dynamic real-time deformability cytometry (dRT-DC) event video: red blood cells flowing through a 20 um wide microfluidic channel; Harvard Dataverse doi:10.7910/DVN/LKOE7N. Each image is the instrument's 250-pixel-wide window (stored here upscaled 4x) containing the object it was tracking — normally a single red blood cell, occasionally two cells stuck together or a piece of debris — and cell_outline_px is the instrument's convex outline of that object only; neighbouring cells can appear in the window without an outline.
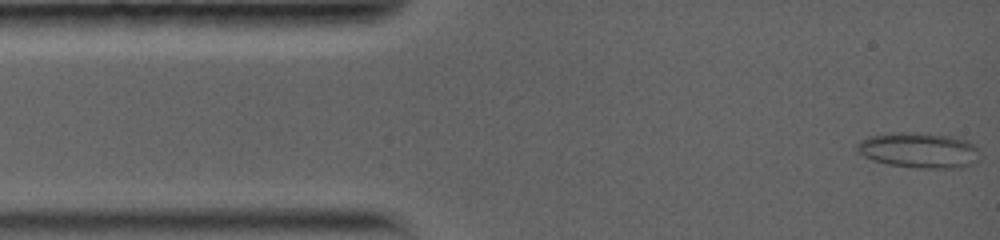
{"species": "common noctule bat (a hibernating species)", "species_latin": "Nyctalus noctula", "temperature_condition": "warm", "stored_images_in_passage": 50, "camera_frame_rate_fps": 5000, "um_per_image_px": 0.085, "animal": {"sex": "female", "body_mass_g": 19.0, "forearm_length_mm": 56.7}, "frame": {"image": 1, "passage_image": 1, "time_ms": 0.0, "image_size_px": [1000, 240], "cell_outline_px": [[976, 160], [964, 168], [916, 168], [888, 164], [872, 160], [864, 156], [856, 148], [856, 144], [860, 140], [868, 136], [892, 132], [924, 132], [952, 136], [968, 140], [976, 148]], "centroid_in_image_um": [78.07, 12.75], "position_along_channel_um": 6.9, "area_um2": 25.49}}
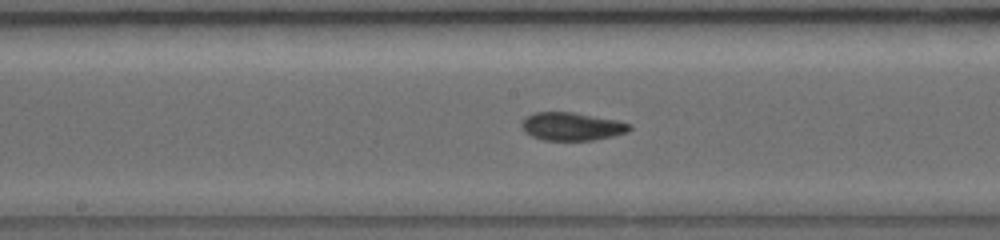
{"frame": {"image": 2, "passage_image": 20, "time_ms": 7.0, "image_size_px": [1000, 240], "cell_outline_px": [[632, 128], [628, 132], [612, 136], [592, 140], [544, 140], [532, 136], [524, 132], [520, 124], [528, 116], [536, 112], [572, 112], [616, 120], [632, 124]], "centroid_in_image_um": [48.61, 10.75], "position_along_channel_um": 199.6, "area_um2": 17.51}}
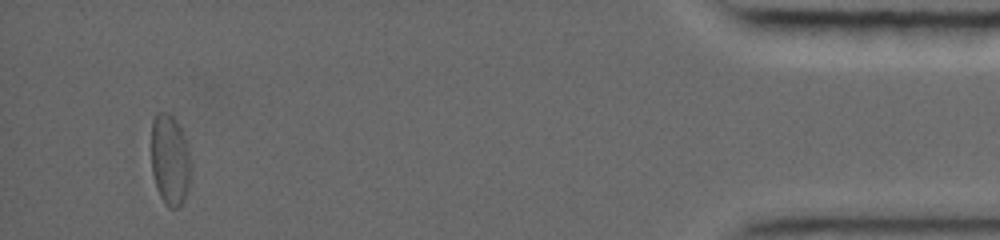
{"frame": {"image": 3, "passage_image": 45, "time_ms": 15.2, "image_size_px": [1000, 240], "cell_outline_px": [[188, 184], [184, 200], [180, 208], [168, 208], [164, 204], [160, 196], [152, 172], [152, 120], [156, 112], [168, 112], [176, 120], [184, 136], [188, 148]], "centroid_in_image_um": [14.41, 13.58], "position_along_channel_um": 420.8, "area_um2": 20.58}, "authors_computed_cell_mechanics": {"area_um2": 18.6116, "velocity_mm_per_s": 3.809, "shape_relaxation_time_tau1_ms": null, "shape_relaxation_time_tau2_ms": 3.3564, "deformation_change_tau1": null, "deformation_change_tau2": 0.0957}}